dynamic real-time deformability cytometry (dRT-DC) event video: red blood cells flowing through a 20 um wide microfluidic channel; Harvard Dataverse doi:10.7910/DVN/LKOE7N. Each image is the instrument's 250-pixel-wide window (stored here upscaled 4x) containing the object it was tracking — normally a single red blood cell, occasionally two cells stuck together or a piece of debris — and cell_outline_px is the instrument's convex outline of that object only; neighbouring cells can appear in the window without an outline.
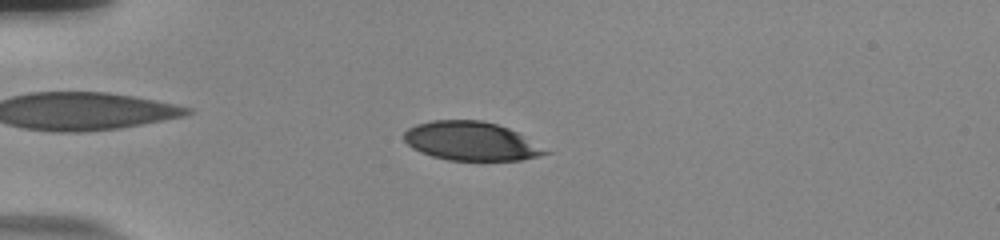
{"species": "human", "species_latin": "Homo sapiens", "temperature_condition": "room temperature", "stored_images_in_passage": 52, "camera_frame_rate_fps": 3000, "um_per_image_px": 0.085, "donor": {"sex": "male"}, "frame": {"image": 1, "passage_image": 11, "time_ms": 3.333, "image_size_px": [1000, 240], "cell_outline_px": [[552, 152], [540, 156], [520, 160], [448, 160], [432, 156], [420, 152], [412, 148], [404, 140], [404, 132], [408, 128], [416, 124], [432, 120], [480, 120], [496, 124], [508, 128], [516, 132]], "centroid_in_image_um": [40.02, 12.0], "position_along_channel_um": 45.0, "area_um2": 31.79}}
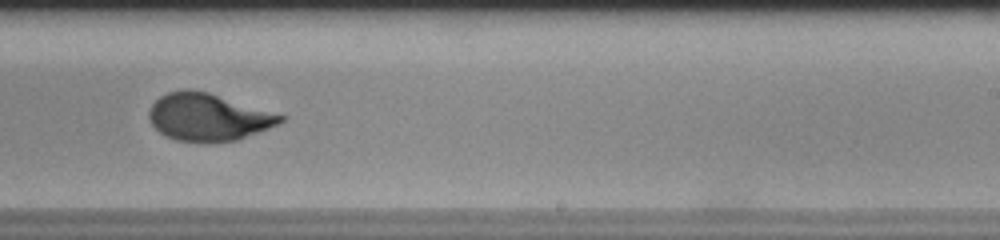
{"frame": {"image": 2, "passage_image": 32, "time_ms": 10.333, "image_size_px": [1000, 240], "cell_outline_px": [[284, 120], [268, 128], [236, 140], [176, 140], [160, 132], [152, 124], [148, 116], [148, 112], [152, 104], [160, 96], [168, 92], [184, 88], [188, 88], [208, 92], [284, 116]], "centroid_in_image_um": [17.63, 9.91], "position_along_channel_um": 271.4, "area_um2": 35.2}}
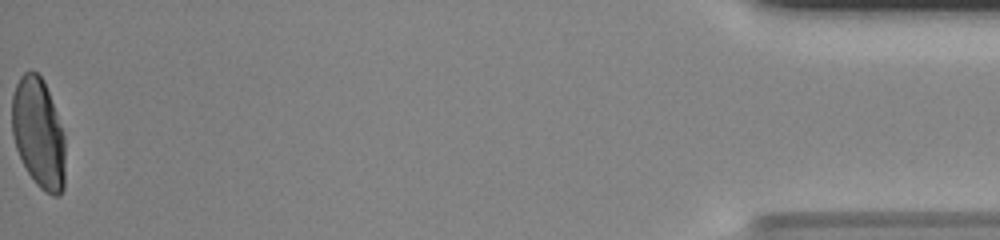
{"frame": {"image": 3, "passage_image": 52, "time_ms": 17.0, "image_size_px": [1000, 240], "cell_outline_px": [[64, 188], [60, 196], [52, 196], [40, 188], [36, 184], [28, 172], [16, 148], [12, 132], [12, 96], [16, 84], [20, 76], [24, 72], [32, 68], [44, 80], [64, 136]], "centroid_in_image_um": [3.26, 11.31], "position_along_channel_um": 431.9, "area_um2": 33.99}, "authors_computed_cell_mechanics": {"area_um2": 36.3562, "velocity_mm_per_s": 3.7156, "shape_relaxation_time_tau1_ms": 4.8432, "shape_relaxation_time_tau2_ms": null, "deformation_change_tau1": 0.2143, "deformation_change_tau2": null}}